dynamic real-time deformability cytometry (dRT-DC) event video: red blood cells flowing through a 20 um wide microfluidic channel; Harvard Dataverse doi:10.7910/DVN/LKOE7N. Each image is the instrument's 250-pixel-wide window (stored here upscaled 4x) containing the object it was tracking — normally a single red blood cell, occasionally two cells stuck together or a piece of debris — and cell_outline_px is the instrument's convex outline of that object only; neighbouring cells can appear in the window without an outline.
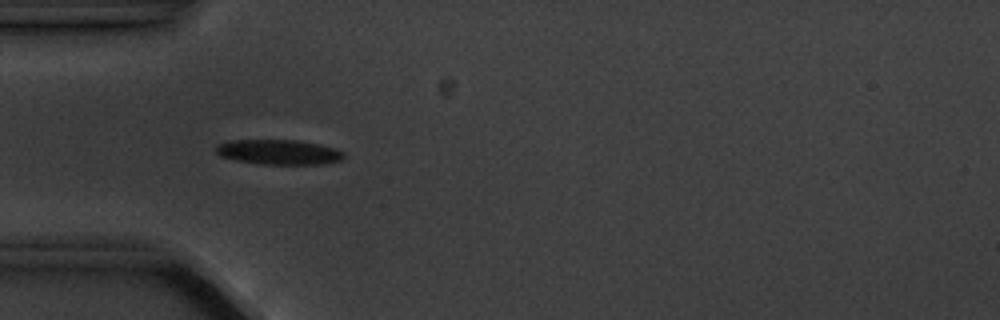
{"species": "common noctule bat (a hibernating species)", "species_latin": "Nyctalus noctula", "temperature_condition": "cold", "stored_images_in_passage": 9, "camera_frame_rate_fps": 3000, "um_per_image_px": 0.085, "animal": {"sex": "male", "body_mass_g": 20.1, "forearm_length_mm": 53.5}, "frame": {"image": 1, "passage_image": 4, "time_ms": 3.333, "image_size_px": [1000, 320], "cell_outline_px": [[344, 156], [340, 160], [324, 164], [260, 164], [236, 160], [220, 156], [212, 148], [216, 144], [228, 140], [300, 140], [320, 144], [336, 148], [344, 152]], "centroid_in_image_um": [23.66, 12.91], "position_along_channel_um": 61.3, "area_um2": 18.84}}
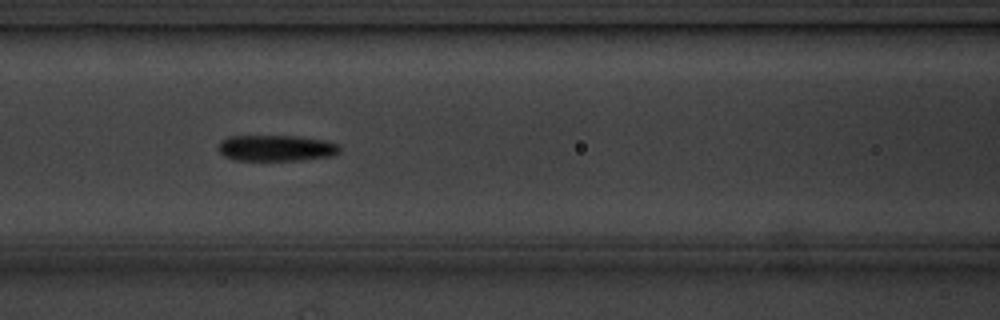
{"frame": {"image": 2, "passage_image": 6, "time_ms": 5.667, "image_size_px": [1000, 320], "cell_outline_px": [[340, 152], [332, 156], [304, 160], [236, 160], [224, 156], [220, 152], [220, 140], [228, 136], [296, 136], [324, 140], [340, 144]], "centroid_in_image_um": [23.52, 12.58], "position_along_channel_um": 143.1, "area_um2": 18.5}}
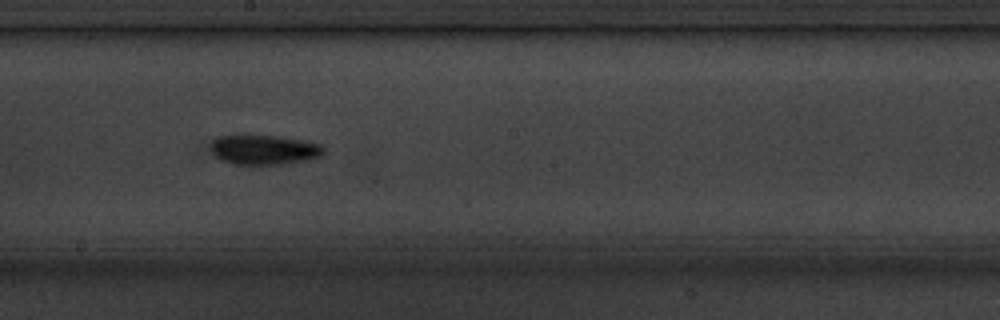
{"frame": {"image": 3, "passage_image": 8, "time_ms": 8.0, "image_size_px": [1000, 320], "cell_outline_px": [[324, 152], [320, 156], [308, 160], [284, 164], [232, 164], [220, 160], [212, 152], [212, 140], [216, 136], [240, 132], [244, 132], [280, 136], [304, 140], [324, 144]], "centroid_in_image_um": [22.42, 12.67], "position_along_channel_um": 225.8, "area_um2": 20.58}}